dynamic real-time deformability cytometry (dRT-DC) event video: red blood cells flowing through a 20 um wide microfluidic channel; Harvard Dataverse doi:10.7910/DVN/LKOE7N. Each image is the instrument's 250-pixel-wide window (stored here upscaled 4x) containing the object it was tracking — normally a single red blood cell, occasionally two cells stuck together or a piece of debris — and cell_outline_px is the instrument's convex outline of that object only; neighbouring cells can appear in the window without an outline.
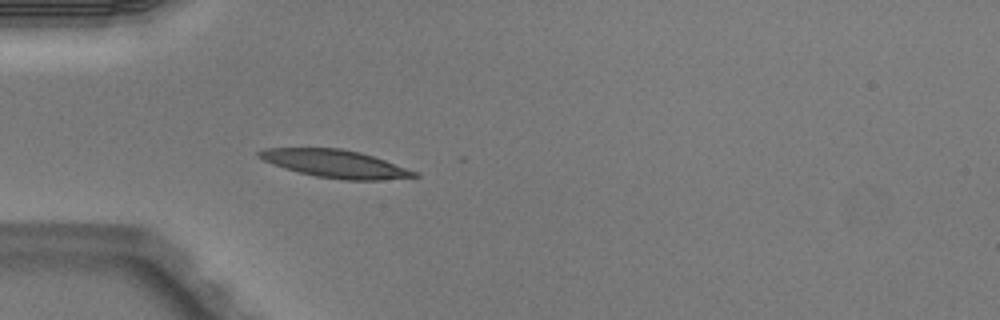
{"species": "Egyptian fruit bat (a non-hibernating species)", "species_latin": "Rousettus aegyptiacus", "temperature_condition": "warm", "stored_images_in_passage": 4, "camera_frame_rate_fps": 3000, "um_per_image_px": 0.085, "animal": {"sex": "male"}, "frame": {"image": 1, "passage_image": 4, "time_ms": 1.0, "image_size_px": [1000, 320], "cell_outline_px": [[420, 176], [380, 180], [344, 180], [316, 176], [284, 168], [272, 164], [256, 156], [256, 152], [264, 148], [340, 148], [360, 152], [420, 172]], "centroid_in_image_um": [28.5, 13.92], "position_along_channel_um": 56.5, "area_um2": 25.09}}